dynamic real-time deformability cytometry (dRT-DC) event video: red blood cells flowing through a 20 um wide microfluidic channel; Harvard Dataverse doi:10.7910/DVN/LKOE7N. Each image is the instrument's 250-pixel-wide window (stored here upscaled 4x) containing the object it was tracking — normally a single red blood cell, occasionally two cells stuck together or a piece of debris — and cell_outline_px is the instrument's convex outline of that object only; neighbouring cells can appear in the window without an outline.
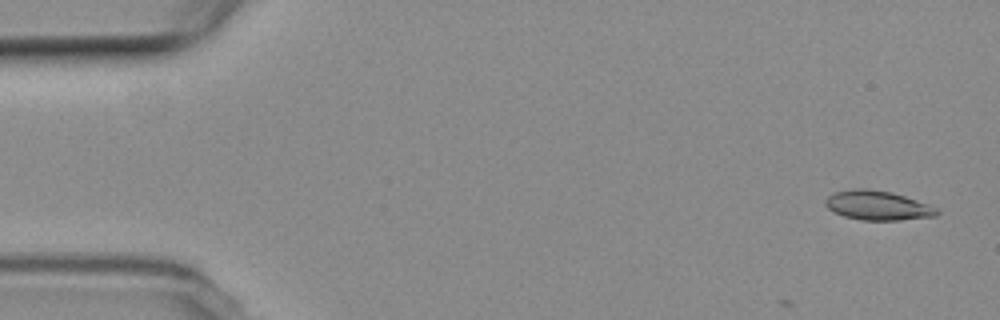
{"species": "common noctule bat (a hibernating species)", "species_latin": "Nyctalus noctula", "temperature_condition": "room temperature", "stored_images_in_passage": 6, "camera_frame_rate_fps": 3000, "um_per_image_px": 0.085, "animal": {"sex": "female", "body_mass_g": 19.3, "forearm_length_mm": 54.1}, "frame": {"image": 1, "passage_image": 2, "time_ms": 0.333, "image_size_px": [1000, 320], "cell_outline_px": [[940, 212], [936, 216], [900, 220], [860, 220], [844, 216], [832, 212], [824, 204], [824, 200], [832, 192], [852, 188], [868, 188], [892, 192], [928, 204], [936, 208]], "centroid_in_image_um": [74.55, 17.45], "position_along_channel_um": 10.5, "area_um2": 19.31}}